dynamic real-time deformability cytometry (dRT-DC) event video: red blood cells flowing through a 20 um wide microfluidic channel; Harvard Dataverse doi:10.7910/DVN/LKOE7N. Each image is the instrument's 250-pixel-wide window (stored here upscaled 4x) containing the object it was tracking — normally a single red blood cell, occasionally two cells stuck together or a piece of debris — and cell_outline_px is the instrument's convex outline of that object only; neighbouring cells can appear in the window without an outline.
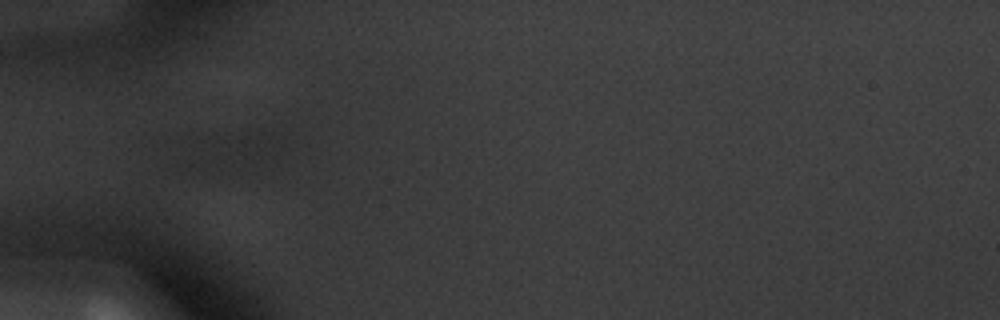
{"species": "common noctule bat (a hibernating species)", "species_latin": "Nyctalus noctula", "temperature_condition": "warm", "stored_images_in_passage": 17, "camera_frame_rate_fps": 3000, "um_per_image_px": 0.085, "animal": {"sex": "male", "body_mass_g": 20.1, "forearm_length_mm": 53.5}, "frame": {"image": 1, "passage_image": 17, "time_ms": 5.333, "image_size_px": [1000, 320], "cell_outline_px": [[276, 152], [272, 156], [252, 164], [196, 172], [176, 164], [212, 136], [272, 132], [276, 132]], "centroid_in_image_um": [19.62, 12.88], "position_along_channel_um": 65.4, "area_um2": 18.9}}